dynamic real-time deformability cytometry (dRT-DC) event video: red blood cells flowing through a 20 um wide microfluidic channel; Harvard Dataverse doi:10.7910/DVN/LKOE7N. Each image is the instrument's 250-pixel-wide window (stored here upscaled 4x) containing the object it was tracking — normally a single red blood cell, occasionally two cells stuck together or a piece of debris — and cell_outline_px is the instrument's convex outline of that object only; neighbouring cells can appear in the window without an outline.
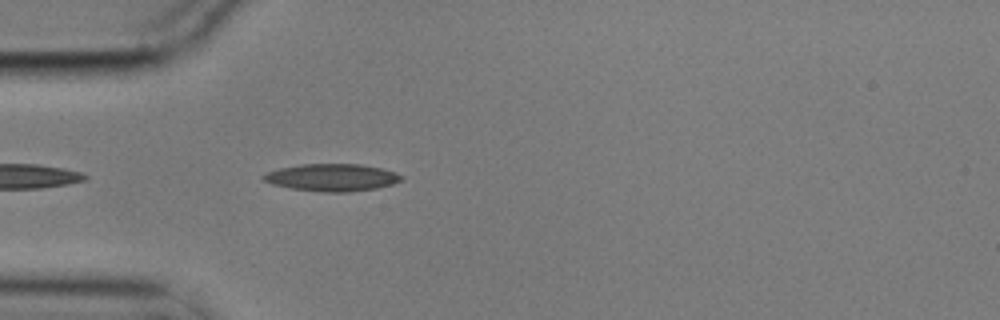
{"species": "common noctule bat (a hibernating species)", "species_latin": "Nyctalus noctula", "temperature_condition": "cold", "stored_images_in_passage": 40, "camera_frame_rate_fps": 3000, "um_per_image_px": 0.085, "animal": {"sex": "male", "body_mass_g": 17.9}, "frame": {"image": 1, "passage_image": 4, "time_ms": 1.0, "image_size_px": [1000, 320], "cell_outline_px": [[404, 180], [392, 184], [376, 188], [348, 192], [324, 192], [292, 188], [272, 184], [264, 180], [260, 176], [264, 172], [280, 168], [300, 164], [360, 164], [384, 168], [396, 172], [404, 176]], "centroid_in_image_um": [28.24, 15.07], "position_along_channel_um": 56.8, "area_um2": 22.14}}
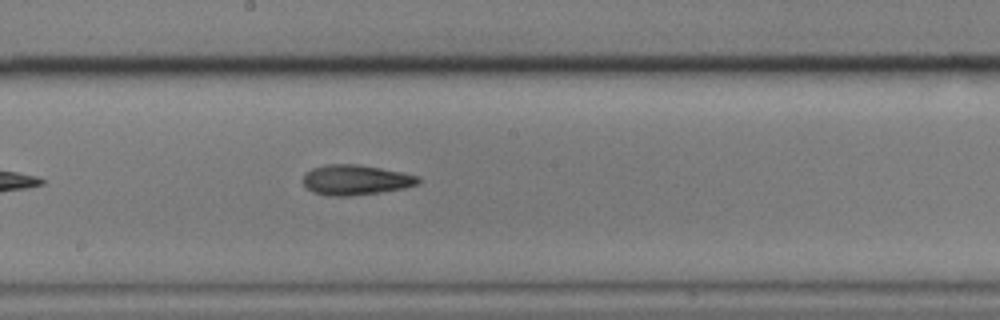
{"frame": {"image": 2, "passage_image": 18, "time_ms": 5.667, "image_size_px": [1000, 320], "cell_outline_px": [[420, 184], [404, 188], [380, 192], [348, 196], [328, 196], [312, 192], [304, 184], [304, 172], [312, 168], [328, 164], [356, 164], [380, 168], [420, 176]], "centroid_in_image_um": [30.23, 15.29], "position_along_channel_um": 218.0, "area_um2": 20.23}}
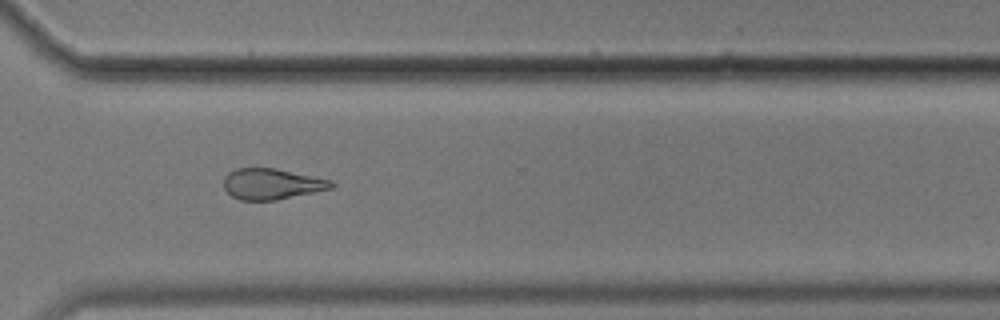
{"frame": {"image": 3, "passage_image": 29, "time_ms": 9.333, "image_size_px": [1000, 320], "cell_outline_px": [[336, 184], [332, 188], [276, 200], [240, 200], [232, 196], [224, 188], [224, 176], [228, 172], [236, 168], [276, 168], [332, 180]], "centroid_in_image_um": [23.09, 15.63], "position_along_channel_um": 347.5, "area_um2": 19.36}, "authors_computed_cell_mechanics": {"area_um2": 20.4034, "velocity_mm_per_s": 3.5438, "shape_relaxation_time_tau1_ms": 4.8947, "shape_relaxation_time_tau2_ms": 8.2874, "deformation_change_tau1": 0.1519, "deformation_change_tau2": 0.203}}